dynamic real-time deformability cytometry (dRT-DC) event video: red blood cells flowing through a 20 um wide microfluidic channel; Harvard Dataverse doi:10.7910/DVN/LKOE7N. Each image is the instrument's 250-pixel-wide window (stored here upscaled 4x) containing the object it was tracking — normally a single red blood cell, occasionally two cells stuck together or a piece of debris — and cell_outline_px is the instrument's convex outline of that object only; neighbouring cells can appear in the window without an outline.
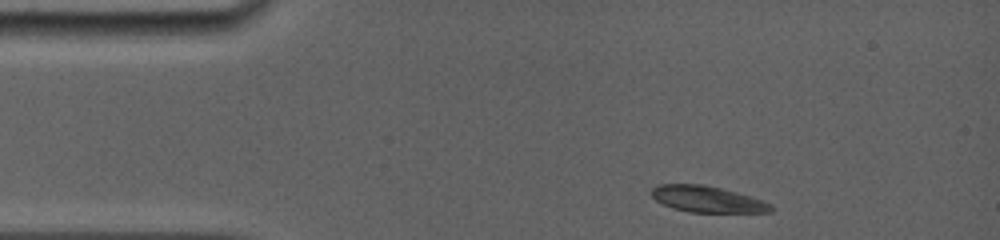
{"species": "common noctule bat (a hibernating species)", "species_latin": "Nyctalus noctula", "temperature_condition": "room temperature", "stored_images_in_passage": 2, "camera_frame_rate_fps": 5000, "um_per_image_px": 0.085, "animal": {"sex": "female", "body_mass_g": 19.0, "forearm_length_mm": 56.7}, "frame": {"image": 1, "passage_image": 1, "time_ms": 0.0, "image_size_px": [1000, 240], "cell_outline_px": [[776, 208], [772, 212], [692, 212], [672, 208], [656, 200], [652, 196], [652, 188], [656, 184], [704, 184], [752, 196], [772, 204]], "centroid_in_image_um": [60.16, 16.93], "position_along_channel_um": 24.8, "area_um2": 18.32}}